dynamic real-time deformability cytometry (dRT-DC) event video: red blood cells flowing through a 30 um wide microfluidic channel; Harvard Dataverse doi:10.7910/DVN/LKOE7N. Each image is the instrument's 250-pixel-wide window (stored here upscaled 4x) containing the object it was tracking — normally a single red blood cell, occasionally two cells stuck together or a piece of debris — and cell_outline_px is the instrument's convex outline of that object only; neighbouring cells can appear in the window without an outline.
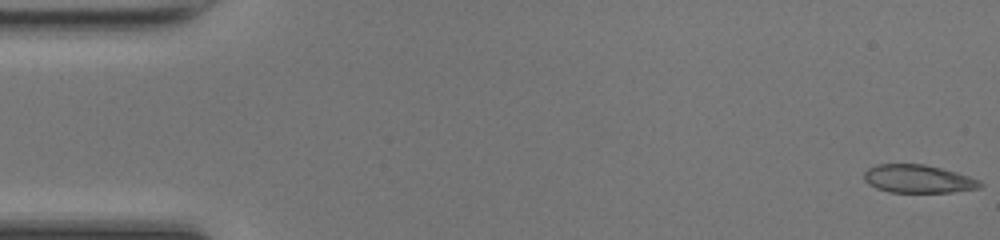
{"species": "common noctule bat (a hibernating species)", "species_latin": "Nyctalus noctula", "temperature_condition": "room temperature", "stored_images_in_passage": 48, "camera_frame_rate_fps": 3000, "um_per_image_px": 0.085, "animal": {"sex": "female", "body_mass_g": 17.0, "forearm_length_mm": 48.0}, "frame": {"image": 1, "passage_image": 1, "time_ms": 0.0, "image_size_px": [1000, 240], "cell_outline_px": [[984, 184], [980, 188], [952, 192], [888, 192], [876, 188], [868, 184], [864, 180], [864, 172], [868, 168], [876, 164], [924, 164], [956, 172], [980, 180]], "centroid_in_image_um": [78.03, 15.21], "position_along_channel_um": 7.0, "area_um2": 19.07}}
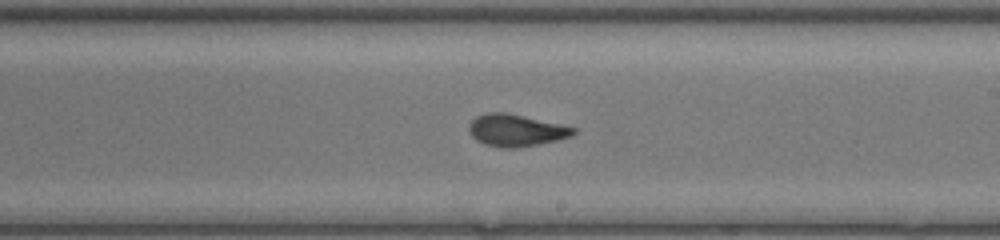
{"frame": {"image": 2, "passage_image": 28, "time_ms": 9.0, "image_size_px": [1000, 240], "cell_outline_px": [[576, 132], [572, 136], [556, 140], [516, 148], [504, 148], [484, 144], [476, 140], [472, 136], [468, 128], [468, 124], [476, 116], [484, 112], [504, 112], [560, 124], [576, 128]], "centroid_in_image_um": [43.82, 11.07], "position_along_channel_um": 245.2, "area_um2": 19.36}}
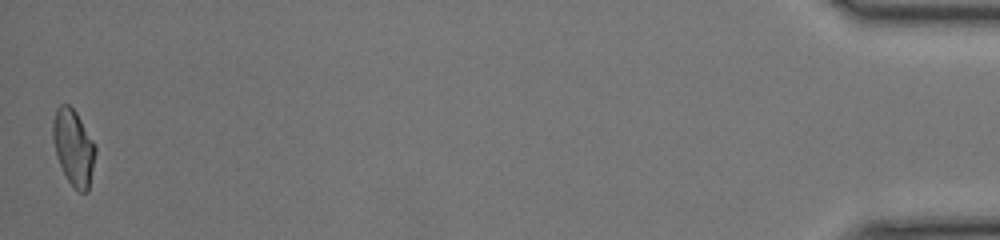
{"frame": {"image": 3, "passage_image": 48, "time_ms": 15.667, "image_size_px": [1000, 240], "cell_outline_px": [[96, 152], [88, 192], [80, 192], [68, 180], [56, 156], [52, 136], [52, 124], [56, 108], [60, 104], [68, 104], [76, 112], [96, 144]], "centroid_in_image_um": [6.25, 12.5], "position_along_channel_um": 428.9, "area_um2": 18.79}, "authors_computed_cell_mechanics": {"area_um2": 19.363, "velocity_mm_per_s": 4.3012, "shape_relaxation_time_tau1_ms": 9.2294, "shape_relaxation_time_tau2_ms": 1.2861, "deformation_change_tau1": 0.2586, "deformation_change_tau2": 0.0742}}